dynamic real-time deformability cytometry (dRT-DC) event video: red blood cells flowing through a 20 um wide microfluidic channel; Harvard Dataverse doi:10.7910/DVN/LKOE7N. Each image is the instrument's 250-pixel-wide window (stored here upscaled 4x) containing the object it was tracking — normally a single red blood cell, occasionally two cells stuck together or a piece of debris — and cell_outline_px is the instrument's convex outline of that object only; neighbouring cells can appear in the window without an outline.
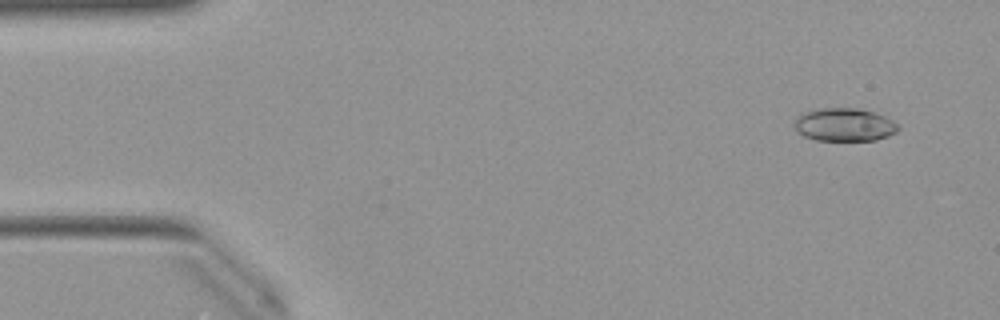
{"species": "Egyptian fruit bat (a non-hibernating species)", "species_latin": "Rousettus aegyptiacus", "temperature_condition": "warm", "stored_images_in_passage": 51, "camera_frame_rate_fps": 3000, "um_per_image_px": 0.085, "animal": {"sex": "female"}, "frame": {"image": 1, "passage_image": 4, "time_ms": 1.0, "image_size_px": [1000, 320], "cell_outline_px": [[900, 128], [896, 132], [888, 136], [876, 140], [816, 140], [804, 136], [796, 132], [796, 116], [800, 112], [820, 108], [856, 108], [872, 112], [884, 116], [892, 120]], "centroid_in_image_um": [71.74, 10.6], "position_along_channel_um": 13.3, "area_um2": 20.0}}
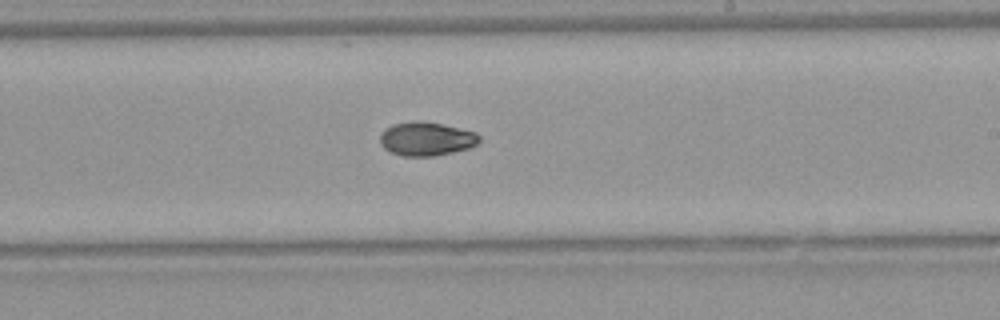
{"frame": {"image": 2, "passage_image": 30, "time_ms": 9.667, "image_size_px": [1000, 320], "cell_outline_px": [[480, 140], [476, 144], [468, 148], [452, 152], [432, 156], [404, 156], [392, 152], [384, 148], [380, 144], [380, 136], [384, 128], [392, 124], [412, 120], [420, 120], [440, 124], [476, 132], [480, 136]], "centroid_in_image_um": [36.2, 11.79], "position_along_channel_um": 252.8, "area_um2": 19.48}}
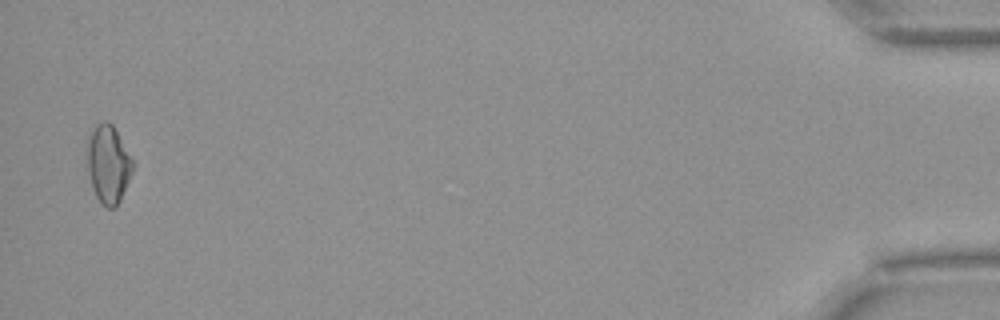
{"frame": {"image": 3, "passage_image": 50, "time_ms": 16.333, "image_size_px": [1000, 320], "cell_outline_px": [[132, 172], [120, 200], [112, 208], [108, 208], [96, 196], [92, 188], [88, 172], [88, 140], [92, 128], [100, 120], [108, 120], [112, 124], [132, 160]], "centroid_in_image_um": [9.18, 13.91], "position_along_channel_um": 426.0, "area_um2": 20.17}, "authors_computed_cell_mechanics": {"area_um2": 19.5942, "velocity_mm_per_s": 4.0116, "shape_relaxation_time_tau1_ms": 6.1613, "shape_relaxation_time_tau2_ms": null, "deformation_change_tau1": 0.1715, "deformation_change_tau2": null}}